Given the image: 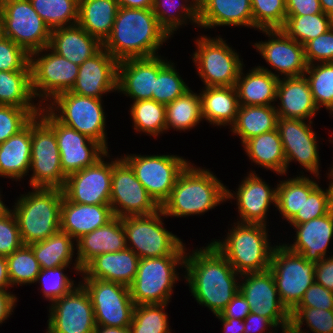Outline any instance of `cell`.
<instances>
[{
  "mask_svg": "<svg viewBox=\"0 0 333 333\" xmlns=\"http://www.w3.org/2000/svg\"><path fill=\"white\" fill-rule=\"evenodd\" d=\"M184 269L180 275L191 296L214 315L220 314L239 291L241 274L212 243L190 252L186 249Z\"/></svg>",
  "mask_w": 333,
  "mask_h": 333,
  "instance_id": "1",
  "label": "cell"
},
{
  "mask_svg": "<svg viewBox=\"0 0 333 333\" xmlns=\"http://www.w3.org/2000/svg\"><path fill=\"white\" fill-rule=\"evenodd\" d=\"M171 37L159 25L152 9L119 7L110 36L103 43L118 62L159 55Z\"/></svg>",
  "mask_w": 333,
  "mask_h": 333,
  "instance_id": "2",
  "label": "cell"
},
{
  "mask_svg": "<svg viewBox=\"0 0 333 333\" xmlns=\"http://www.w3.org/2000/svg\"><path fill=\"white\" fill-rule=\"evenodd\" d=\"M190 162L160 207L168 217L204 215L226 200V185L211 170Z\"/></svg>",
  "mask_w": 333,
  "mask_h": 333,
  "instance_id": "3",
  "label": "cell"
},
{
  "mask_svg": "<svg viewBox=\"0 0 333 333\" xmlns=\"http://www.w3.org/2000/svg\"><path fill=\"white\" fill-rule=\"evenodd\" d=\"M232 224L223 240L213 239L210 243L239 274L268 270L276 245L270 242L269 225L235 221Z\"/></svg>",
  "mask_w": 333,
  "mask_h": 333,
  "instance_id": "4",
  "label": "cell"
},
{
  "mask_svg": "<svg viewBox=\"0 0 333 333\" xmlns=\"http://www.w3.org/2000/svg\"><path fill=\"white\" fill-rule=\"evenodd\" d=\"M12 205L24 245L43 241L60 230L62 189L32 188Z\"/></svg>",
  "mask_w": 333,
  "mask_h": 333,
  "instance_id": "5",
  "label": "cell"
},
{
  "mask_svg": "<svg viewBox=\"0 0 333 333\" xmlns=\"http://www.w3.org/2000/svg\"><path fill=\"white\" fill-rule=\"evenodd\" d=\"M161 209L153 214L122 218L127 248L140 259L164 256H185L186 245L164 226Z\"/></svg>",
  "mask_w": 333,
  "mask_h": 333,
  "instance_id": "6",
  "label": "cell"
},
{
  "mask_svg": "<svg viewBox=\"0 0 333 333\" xmlns=\"http://www.w3.org/2000/svg\"><path fill=\"white\" fill-rule=\"evenodd\" d=\"M185 256L142 258L135 279L129 285L135 305L169 304L175 283L181 280L177 269L184 268Z\"/></svg>",
  "mask_w": 333,
  "mask_h": 333,
  "instance_id": "7",
  "label": "cell"
},
{
  "mask_svg": "<svg viewBox=\"0 0 333 333\" xmlns=\"http://www.w3.org/2000/svg\"><path fill=\"white\" fill-rule=\"evenodd\" d=\"M194 42L191 58L204 87L235 86L245 65L237 50L220 35L211 38L203 33Z\"/></svg>",
  "mask_w": 333,
  "mask_h": 333,
  "instance_id": "8",
  "label": "cell"
},
{
  "mask_svg": "<svg viewBox=\"0 0 333 333\" xmlns=\"http://www.w3.org/2000/svg\"><path fill=\"white\" fill-rule=\"evenodd\" d=\"M103 101V102H102ZM104 100L65 91L44 107L62 124L100 143L107 151L106 113Z\"/></svg>",
  "mask_w": 333,
  "mask_h": 333,
  "instance_id": "9",
  "label": "cell"
},
{
  "mask_svg": "<svg viewBox=\"0 0 333 333\" xmlns=\"http://www.w3.org/2000/svg\"><path fill=\"white\" fill-rule=\"evenodd\" d=\"M29 65L32 92L42 107L59 93L70 91L79 72V65L58 55L49 46L29 54Z\"/></svg>",
  "mask_w": 333,
  "mask_h": 333,
  "instance_id": "10",
  "label": "cell"
},
{
  "mask_svg": "<svg viewBox=\"0 0 333 333\" xmlns=\"http://www.w3.org/2000/svg\"><path fill=\"white\" fill-rule=\"evenodd\" d=\"M315 262L285 245H275L270 270L282 304L291 312L301 301L306 290L315 282Z\"/></svg>",
  "mask_w": 333,
  "mask_h": 333,
  "instance_id": "11",
  "label": "cell"
},
{
  "mask_svg": "<svg viewBox=\"0 0 333 333\" xmlns=\"http://www.w3.org/2000/svg\"><path fill=\"white\" fill-rule=\"evenodd\" d=\"M30 172V188L62 189L65 185L67 176L61 167L55 132L39 115L31 120Z\"/></svg>",
  "mask_w": 333,
  "mask_h": 333,
  "instance_id": "12",
  "label": "cell"
},
{
  "mask_svg": "<svg viewBox=\"0 0 333 333\" xmlns=\"http://www.w3.org/2000/svg\"><path fill=\"white\" fill-rule=\"evenodd\" d=\"M2 35L28 54L49 46L51 30L29 0H0Z\"/></svg>",
  "mask_w": 333,
  "mask_h": 333,
  "instance_id": "13",
  "label": "cell"
},
{
  "mask_svg": "<svg viewBox=\"0 0 333 333\" xmlns=\"http://www.w3.org/2000/svg\"><path fill=\"white\" fill-rule=\"evenodd\" d=\"M121 157L134 170L136 178L161 207L167 200L189 159L174 154H124Z\"/></svg>",
  "mask_w": 333,
  "mask_h": 333,
  "instance_id": "14",
  "label": "cell"
},
{
  "mask_svg": "<svg viewBox=\"0 0 333 333\" xmlns=\"http://www.w3.org/2000/svg\"><path fill=\"white\" fill-rule=\"evenodd\" d=\"M80 280L91 299L96 325L128 327L131 324L135 304L129 286L94 278Z\"/></svg>",
  "mask_w": 333,
  "mask_h": 333,
  "instance_id": "15",
  "label": "cell"
},
{
  "mask_svg": "<svg viewBox=\"0 0 333 333\" xmlns=\"http://www.w3.org/2000/svg\"><path fill=\"white\" fill-rule=\"evenodd\" d=\"M116 158V159H115ZM112 158L110 206L115 217L153 214L160 206L136 178L134 170L120 156Z\"/></svg>",
  "mask_w": 333,
  "mask_h": 333,
  "instance_id": "16",
  "label": "cell"
},
{
  "mask_svg": "<svg viewBox=\"0 0 333 333\" xmlns=\"http://www.w3.org/2000/svg\"><path fill=\"white\" fill-rule=\"evenodd\" d=\"M39 116L55 132L61 167L66 176L94 165L108 152L97 141L60 123L45 107H42Z\"/></svg>",
  "mask_w": 333,
  "mask_h": 333,
  "instance_id": "17",
  "label": "cell"
},
{
  "mask_svg": "<svg viewBox=\"0 0 333 333\" xmlns=\"http://www.w3.org/2000/svg\"><path fill=\"white\" fill-rule=\"evenodd\" d=\"M277 130L286 159V175L291 162L300 166L313 177L320 175L319 136L313 130V121L278 118Z\"/></svg>",
  "mask_w": 333,
  "mask_h": 333,
  "instance_id": "18",
  "label": "cell"
},
{
  "mask_svg": "<svg viewBox=\"0 0 333 333\" xmlns=\"http://www.w3.org/2000/svg\"><path fill=\"white\" fill-rule=\"evenodd\" d=\"M265 34L268 40L253 43V48L265 60L271 69L257 66L280 78L304 76L307 70L304 46L288 37L281 29L259 30ZM274 72H273V71ZM282 77H281V76Z\"/></svg>",
  "mask_w": 333,
  "mask_h": 333,
  "instance_id": "19",
  "label": "cell"
},
{
  "mask_svg": "<svg viewBox=\"0 0 333 333\" xmlns=\"http://www.w3.org/2000/svg\"><path fill=\"white\" fill-rule=\"evenodd\" d=\"M46 333H93L96 321L91 299L79 283L49 306Z\"/></svg>",
  "mask_w": 333,
  "mask_h": 333,
  "instance_id": "20",
  "label": "cell"
},
{
  "mask_svg": "<svg viewBox=\"0 0 333 333\" xmlns=\"http://www.w3.org/2000/svg\"><path fill=\"white\" fill-rule=\"evenodd\" d=\"M239 291L245 297L252 313L268 318L281 331L289 328L290 312L279 298L270 269L241 274Z\"/></svg>",
  "mask_w": 333,
  "mask_h": 333,
  "instance_id": "21",
  "label": "cell"
},
{
  "mask_svg": "<svg viewBox=\"0 0 333 333\" xmlns=\"http://www.w3.org/2000/svg\"><path fill=\"white\" fill-rule=\"evenodd\" d=\"M109 159L107 152L94 165L68 175L62 188L64 197L79 204H110L112 158Z\"/></svg>",
  "mask_w": 333,
  "mask_h": 333,
  "instance_id": "22",
  "label": "cell"
},
{
  "mask_svg": "<svg viewBox=\"0 0 333 333\" xmlns=\"http://www.w3.org/2000/svg\"><path fill=\"white\" fill-rule=\"evenodd\" d=\"M231 191L226 186V200L231 199V204L236 200L239 215L236 222L267 225L269 207L273 204L276 208L277 186L271 187L251 169L241 179L236 192Z\"/></svg>",
  "mask_w": 333,
  "mask_h": 333,
  "instance_id": "23",
  "label": "cell"
},
{
  "mask_svg": "<svg viewBox=\"0 0 333 333\" xmlns=\"http://www.w3.org/2000/svg\"><path fill=\"white\" fill-rule=\"evenodd\" d=\"M161 55L119 61L117 92L138 100L152 99L158 72L168 63Z\"/></svg>",
  "mask_w": 333,
  "mask_h": 333,
  "instance_id": "24",
  "label": "cell"
},
{
  "mask_svg": "<svg viewBox=\"0 0 333 333\" xmlns=\"http://www.w3.org/2000/svg\"><path fill=\"white\" fill-rule=\"evenodd\" d=\"M118 61L103 47L79 66L76 82L70 92L103 99L117 92Z\"/></svg>",
  "mask_w": 333,
  "mask_h": 333,
  "instance_id": "25",
  "label": "cell"
},
{
  "mask_svg": "<svg viewBox=\"0 0 333 333\" xmlns=\"http://www.w3.org/2000/svg\"><path fill=\"white\" fill-rule=\"evenodd\" d=\"M290 227L296 232V236H293L295 239L292 240L294 242L282 243L289 250L315 263L328 257L329 245L333 239V209L322 217Z\"/></svg>",
  "mask_w": 333,
  "mask_h": 333,
  "instance_id": "26",
  "label": "cell"
},
{
  "mask_svg": "<svg viewBox=\"0 0 333 333\" xmlns=\"http://www.w3.org/2000/svg\"><path fill=\"white\" fill-rule=\"evenodd\" d=\"M275 102L278 118L313 121L319 111L305 76L280 78Z\"/></svg>",
  "mask_w": 333,
  "mask_h": 333,
  "instance_id": "27",
  "label": "cell"
},
{
  "mask_svg": "<svg viewBox=\"0 0 333 333\" xmlns=\"http://www.w3.org/2000/svg\"><path fill=\"white\" fill-rule=\"evenodd\" d=\"M216 26L253 29L251 0H202L198 5V27L212 30Z\"/></svg>",
  "mask_w": 333,
  "mask_h": 333,
  "instance_id": "28",
  "label": "cell"
},
{
  "mask_svg": "<svg viewBox=\"0 0 333 333\" xmlns=\"http://www.w3.org/2000/svg\"><path fill=\"white\" fill-rule=\"evenodd\" d=\"M110 204H79L64 196L61 204L60 230L75 241L83 235L104 226L114 218Z\"/></svg>",
  "mask_w": 333,
  "mask_h": 333,
  "instance_id": "29",
  "label": "cell"
},
{
  "mask_svg": "<svg viewBox=\"0 0 333 333\" xmlns=\"http://www.w3.org/2000/svg\"><path fill=\"white\" fill-rule=\"evenodd\" d=\"M140 258L129 248L95 256L83 268L82 278L118 282L129 286L135 279Z\"/></svg>",
  "mask_w": 333,
  "mask_h": 333,
  "instance_id": "30",
  "label": "cell"
},
{
  "mask_svg": "<svg viewBox=\"0 0 333 333\" xmlns=\"http://www.w3.org/2000/svg\"><path fill=\"white\" fill-rule=\"evenodd\" d=\"M127 248L122 218L114 217L104 226L83 235L76 241V255L81 268L95 256Z\"/></svg>",
  "mask_w": 333,
  "mask_h": 333,
  "instance_id": "31",
  "label": "cell"
},
{
  "mask_svg": "<svg viewBox=\"0 0 333 333\" xmlns=\"http://www.w3.org/2000/svg\"><path fill=\"white\" fill-rule=\"evenodd\" d=\"M49 47L58 55L80 66L95 55L103 44L76 24L51 30Z\"/></svg>",
  "mask_w": 333,
  "mask_h": 333,
  "instance_id": "32",
  "label": "cell"
},
{
  "mask_svg": "<svg viewBox=\"0 0 333 333\" xmlns=\"http://www.w3.org/2000/svg\"><path fill=\"white\" fill-rule=\"evenodd\" d=\"M244 67L234 86L240 106H274L279 79L257 66L245 73Z\"/></svg>",
  "mask_w": 333,
  "mask_h": 333,
  "instance_id": "33",
  "label": "cell"
},
{
  "mask_svg": "<svg viewBox=\"0 0 333 333\" xmlns=\"http://www.w3.org/2000/svg\"><path fill=\"white\" fill-rule=\"evenodd\" d=\"M31 162V121L0 144V177L21 181L29 175Z\"/></svg>",
  "mask_w": 333,
  "mask_h": 333,
  "instance_id": "34",
  "label": "cell"
},
{
  "mask_svg": "<svg viewBox=\"0 0 333 333\" xmlns=\"http://www.w3.org/2000/svg\"><path fill=\"white\" fill-rule=\"evenodd\" d=\"M203 121L213 126L230 127L235 123L240 107L234 86L201 87Z\"/></svg>",
  "mask_w": 333,
  "mask_h": 333,
  "instance_id": "35",
  "label": "cell"
},
{
  "mask_svg": "<svg viewBox=\"0 0 333 333\" xmlns=\"http://www.w3.org/2000/svg\"><path fill=\"white\" fill-rule=\"evenodd\" d=\"M242 147L251 163L258 168L273 171L278 176L286 175V159L277 128L246 140Z\"/></svg>",
  "mask_w": 333,
  "mask_h": 333,
  "instance_id": "36",
  "label": "cell"
},
{
  "mask_svg": "<svg viewBox=\"0 0 333 333\" xmlns=\"http://www.w3.org/2000/svg\"><path fill=\"white\" fill-rule=\"evenodd\" d=\"M29 246L32 248L41 269L57 268L63 265L71 266L73 264V268L70 269H73L79 275L81 274L82 268L75 255L76 241L66 232L59 230L47 239L32 243ZM74 257L75 259H73Z\"/></svg>",
  "mask_w": 333,
  "mask_h": 333,
  "instance_id": "37",
  "label": "cell"
},
{
  "mask_svg": "<svg viewBox=\"0 0 333 333\" xmlns=\"http://www.w3.org/2000/svg\"><path fill=\"white\" fill-rule=\"evenodd\" d=\"M118 9L116 0H79L77 24L103 44L112 32Z\"/></svg>",
  "mask_w": 333,
  "mask_h": 333,
  "instance_id": "38",
  "label": "cell"
},
{
  "mask_svg": "<svg viewBox=\"0 0 333 333\" xmlns=\"http://www.w3.org/2000/svg\"><path fill=\"white\" fill-rule=\"evenodd\" d=\"M315 177L313 179L312 175L307 176L301 170L298 176L286 177V180H279L276 184V211H279L284 220L289 222L299 210H302L305 196H309L320 185L317 179L321 178L319 176Z\"/></svg>",
  "mask_w": 333,
  "mask_h": 333,
  "instance_id": "39",
  "label": "cell"
},
{
  "mask_svg": "<svg viewBox=\"0 0 333 333\" xmlns=\"http://www.w3.org/2000/svg\"><path fill=\"white\" fill-rule=\"evenodd\" d=\"M277 120L275 106H240L230 132L239 136L243 144L254 136L276 129Z\"/></svg>",
  "mask_w": 333,
  "mask_h": 333,
  "instance_id": "40",
  "label": "cell"
},
{
  "mask_svg": "<svg viewBox=\"0 0 333 333\" xmlns=\"http://www.w3.org/2000/svg\"><path fill=\"white\" fill-rule=\"evenodd\" d=\"M152 10L171 38L185 25L198 27V5L192 0H154Z\"/></svg>",
  "mask_w": 333,
  "mask_h": 333,
  "instance_id": "41",
  "label": "cell"
},
{
  "mask_svg": "<svg viewBox=\"0 0 333 333\" xmlns=\"http://www.w3.org/2000/svg\"><path fill=\"white\" fill-rule=\"evenodd\" d=\"M165 107L166 132L170 129L180 133L190 131L203 121L200 94L191 90V87Z\"/></svg>",
  "mask_w": 333,
  "mask_h": 333,
  "instance_id": "42",
  "label": "cell"
},
{
  "mask_svg": "<svg viewBox=\"0 0 333 333\" xmlns=\"http://www.w3.org/2000/svg\"><path fill=\"white\" fill-rule=\"evenodd\" d=\"M34 100L31 71H0V105L42 108Z\"/></svg>",
  "mask_w": 333,
  "mask_h": 333,
  "instance_id": "43",
  "label": "cell"
},
{
  "mask_svg": "<svg viewBox=\"0 0 333 333\" xmlns=\"http://www.w3.org/2000/svg\"><path fill=\"white\" fill-rule=\"evenodd\" d=\"M130 117L135 133L158 137L166 132V107L152 99L138 100L130 105Z\"/></svg>",
  "mask_w": 333,
  "mask_h": 333,
  "instance_id": "44",
  "label": "cell"
},
{
  "mask_svg": "<svg viewBox=\"0 0 333 333\" xmlns=\"http://www.w3.org/2000/svg\"><path fill=\"white\" fill-rule=\"evenodd\" d=\"M333 27V17L324 13L286 16L281 30L303 46Z\"/></svg>",
  "mask_w": 333,
  "mask_h": 333,
  "instance_id": "45",
  "label": "cell"
},
{
  "mask_svg": "<svg viewBox=\"0 0 333 333\" xmlns=\"http://www.w3.org/2000/svg\"><path fill=\"white\" fill-rule=\"evenodd\" d=\"M45 24L53 30L76 25L79 0H29Z\"/></svg>",
  "mask_w": 333,
  "mask_h": 333,
  "instance_id": "46",
  "label": "cell"
},
{
  "mask_svg": "<svg viewBox=\"0 0 333 333\" xmlns=\"http://www.w3.org/2000/svg\"><path fill=\"white\" fill-rule=\"evenodd\" d=\"M304 76L318 109L324 106L333 117V62L308 65Z\"/></svg>",
  "mask_w": 333,
  "mask_h": 333,
  "instance_id": "47",
  "label": "cell"
},
{
  "mask_svg": "<svg viewBox=\"0 0 333 333\" xmlns=\"http://www.w3.org/2000/svg\"><path fill=\"white\" fill-rule=\"evenodd\" d=\"M6 259L12 288L15 286L35 285L41 267L29 245L23 244L18 250L7 256Z\"/></svg>",
  "mask_w": 333,
  "mask_h": 333,
  "instance_id": "48",
  "label": "cell"
},
{
  "mask_svg": "<svg viewBox=\"0 0 333 333\" xmlns=\"http://www.w3.org/2000/svg\"><path fill=\"white\" fill-rule=\"evenodd\" d=\"M168 304L135 305L133 319L129 325L131 333H172L165 312Z\"/></svg>",
  "mask_w": 333,
  "mask_h": 333,
  "instance_id": "49",
  "label": "cell"
},
{
  "mask_svg": "<svg viewBox=\"0 0 333 333\" xmlns=\"http://www.w3.org/2000/svg\"><path fill=\"white\" fill-rule=\"evenodd\" d=\"M303 324L312 333H333V310L294 308L290 312L289 328L295 333H309L302 327Z\"/></svg>",
  "mask_w": 333,
  "mask_h": 333,
  "instance_id": "50",
  "label": "cell"
},
{
  "mask_svg": "<svg viewBox=\"0 0 333 333\" xmlns=\"http://www.w3.org/2000/svg\"><path fill=\"white\" fill-rule=\"evenodd\" d=\"M176 68L175 63L171 62L170 59L158 72L152 100L166 105L190 89L188 83L184 82Z\"/></svg>",
  "mask_w": 333,
  "mask_h": 333,
  "instance_id": "51",
  "label": "cell"
},
{
  "mask_svg": "<svg viewBox=\"0 0 333 333\" xmlns=\"http://www.w3.org/2000/svg\"><path fill=\"white\" fill-rule=\"evenodd\" d=\"M328 180H330L328 188L323 189L319 185L309 196H305L302 210H299L288 224H301L322 217L333 209V179L328 178Z\"/></svg>",
  "mask_w": 333,
  "mask_h": 333,
  "instance_id": "52",
  "label": "cell"
},
{
  "mask_svg": "<svg viewBox=\"0 0 333 333\" xmlns=\"http://www.w3.org/2000/svg\"><path fill=\"white\" fill-rule=\"evenodd\" d=\"M68 266L63 265L57 268L41 269L38 274L35 284L40 283V292L45 297L44 300L49 301V305L71 292L79 284V282L76 283L70 276H67L68 274L64 273Z\"/></svg>",
  "mask_w": 333,
  "mask_h": 333,
  "instance_id": "53",
  "label": "cell"
},
{
  "mask_svg": "<svg viewBox=\"0 0 333 333\" xmlns=\"http://www.w3.org/2000/svg\"><path fill=\"white\" fill-rule=\"evenodd\" d=\"M253 29H281L286 21L285 0H251Z\"/></svg>",
  "mask_w": 333,
  "mask_h": 333,
  "instance_id": "54",
  "label": "cell"
},
{
  "mask_svg": "<svg viewBox=\"0 0 333 333\" xmlns=\"http://www.w3.org/2000/svg\"><path fill=\"white\" fill-rule=\"evenodd\" d=\"M41 109L0 105V144L22 130Z\"/></svg>",
  "mask_w": 333,
  "mask_h": 333,
  "instance_id": "55",
  "label": "cell"
},
{
  "mask_svg": "<svg viewBox=\"0 0 333 333\" xmlns=\"http://www.w3.org/2000/svg\"><path fill=\"white\" fill-rule=\"evenodd\" d=\"M0 71H31L29 54L3 35L0 36Z\"/></svg>",
  "mask_w": 333,
  "mask_h": 333,
  "instance_id": "56",
  "label": "cell"
},
{
  "mask_svg": "<svg viewBox=\"0 0 333 333\" xmlns=\"http://www.w3.org/2000/svg\"><path fill=\"white\" fill-rule=\"evenodd\" d=\"M22 245L18 223L10 209L0 217V256L7 257Z\"/></svg>",
  "mask_w": 333,
  "mask_h": 333,
  "instance_id": "57",
  "label": "cell"
},
{
  "mask_svg": "<svg viewBox=\"0 0 333 333\" xmlns=\"http://www.w3.org/2000/svg\"><path fill=\"white\" fill-rule=\"evenodd\" d=\"M308 65L333 62V27L304 45Z\"/></svg>",
  "mask_w": 333,
  "mask_h": 333,
  "instance_id": "58",
  "label": "cell"
},
{
  "mask_svg": "<svg viewBox=\"0 0 333 333\" xmlns=\"http://www.w3.org/2000/svg\"><path fill=\"white\" fill-rule=\"evenodd\" d=\"M295 308H320L333 310V292L314 282L304 293Z\"/></svg>",
  "mask_w": 333,
  "mask_h": 333,
  "instance_id": "59",
  "label": "cell"
},
{
  "mask_svg": "<svg viewBox=\"0 0 333 333\" xmlns=\"http://www.w3.org/2000/svg\"><path fill=\"white\" fill-rule=\"evenodd\" d=\"M286 16L323 13L319 0H285Z\"/></svg>",
  "mask_w": 333,
  "mask_h": 333,
  "instance_id": "60",
  "label": "cell"
},
{
  "mask_svg": "<svg viewBox=\"0 0 333 333\" xmlns=\"http://www.w3.org/2000/svg\"><path fill=\"white\" fill-rule=\"evenodd\" d=\"M243 321L244 333H278V327L264 316L250 312Z\"/></svg>",
  "mask_w": 333,
  "mask_h": 333,
  "instance_id": "61",
  "label": "cell"
},
{
  "mask_svg": "<svg viewBox=\"0 0 333 333\" xmlns=\"http://www.w3.org/2000/svg\"><path fill=\"white\" fill-rule=\"evenodd\" d=\"M250 312L251 309L249 304L242 293L238 291L219 315L222 318H237L244 320Z\"/></svg>",
  "mask_w": 333,
  "mask_h": 333,
  "instance_id": "62",
  "label": "cell"
},
{
  "mask_svg": "<svg viewBox=\"0 0 333 333\" xmlns=\"http://www.w3.org/2000/svg\"><path fill=\"white\" fill-rule=\"evenodd\" d=\"M315 282L333 292V254L316 263Z\"/></svg>",
  "mask_w": 333,
  "mask_h": 333,
  "instance_id": "63",
  "label": "cell"
},
{
  "mask_svg": "<svg viewBox=\"0 0 333 333\" xmlns=\"http://www.w3.org/2000/svg\"><path fill=\"white\" fill-rule=\"evenodd\" d=\"M18 298L9 289H0V325L13 314Z\"/></svg>",
  "mask_w": 333,
  "mask_h": 333,
  "instance_id": "64",
  "label": "cell"
},
{
  "mask_svg": "<svg viewBox=\"0 0 333 333\" xmlns=\"http://www.w3.org/2000/svg\"><path fill=\"white\" fill-rule=\"evenodd\" d=\"M223 326V333H244V321L237 318H222L219 314L214 315Z\"/></svg>",
  "mask_w": 333,
  "mask_h": 333,
  "instance_id": "65",
  "label": "cell"
},
{
  "mask_svg": "<svg viewBox=\"0 0 333 333\" xmlns=\"http://www.w3.org/2000/svg\"><path fill=\"white\" fill-rule=\"evenodd\" d=\"M119 7L132 9H152L154 0H116Z\"/></svg>",
  "mask_w": 333,
  "mask_h": 333,
  "instance_id": "66",
  "label": "cell"
},
{
  "mask_svg": "<svg viewBox=\"0 0 333 333\" xmlns=\"http://www.w3.org/2000/svg\"><path fill=\"white\" fill-rule=\"evenodd\" d=\"M10 278L8 274L7 259L0 256V289H11Z\"/></svg>",
  "mask_w": 333,
  "mask_h": 333,
  "instance_id": "67",
  "label": "cell"
},
{
  "mask_svg": "<svg viewBox=\"0 0 333 333\" xmlns=\"http://www.w3.org/2000/svg\"><path fill=\"white\" fill-rule=\"evenodd\" d=\"M93 333H131L128 327H108L97 325Z\"/></svg>",
  "mask_w": 333,
  "mask_h": 333,
  "instance_id": "68",
  "label": "cell"
},
{
  "mask_svg": "<svg viewBox=\"0 0 333 333\" xmlns=\"http://www.w3.org/2000/svg\"><path fill=\"white\" fill-rule=\"evenodd\" d=\"M322 12L333 17V0H319Z\"/></svg>",
  "mask_w": 333,
  "mask_h": 333,
  "instance_id": "69",
  "label": "cell"
},
{
  "mask_svg": "<svg viewBox=\"0 0 333 333\" xmlns=\"http://www.w3.org/2000/svg\"><path fill=\"white\" fill-rule=\"evenodd\" d=\"M1 190H0V217L3 216L5 213H7L10 210V207L8 208V206H6L7 204H5V202H3V196L1 194Z\"/></svg>",
  "mask_w": 333,
  "mask_h": 333,
  "instance_id": "70",
  "label": "cell"
},
{
  "mask_svg": "<svg viewBox=\"0 0 333 333\" xmlns=\"http://www.w3.org/2000/svg\"><path fill=\"white\" fill-rule=\"evenodd\" d=\"M328 141H330L329 143H332L333 144V138H332V140L330 139V140H328ZM333 163V162H332ZM330 168V170H328V174L326 173V175H327V179L328 178H332L333 179V165L331 166V167H329Z\"/></svg>",
  "mask_w": 333,
  "mask_h": 333,
  "instance_id": "71",
  "label": "cell"
},
{
  "mask_svg": "<svg viewBox=\"0 0 333 333\" xmlns=\"http://www.w3.org/2000/svg\"><path fill=\"white\" fill-rule=\"evenodd\" d=\"M281 333H295L294 331H292L290 328L282 330Z\"/></svg>",
  "mask_w": 333,
  "mask_h": 333,
  "instance_id": "72",
  "label": "cell"
},
{
  "mask_svg": "<svg viewBox=\"0 0 333 333\" xmlns=\"http://www.w3.org/2000/svg\"><path fill=\"white\" fill-rule=\"evenodd\" d=\"M2 35V23H1V12H0V36Z\"/></svg>",
  "mask_w": 333,
  "mask_h": 333,
  "instance_id": "73",
  "label": "cell"
},
{
  "mask_svg": "<svg viewBox=\"0 0 333 333\" xmlns=\"http://www.w3.org/2000/svg\"><path fill=\"white\" fill-rule=\"evenodd\" d=\"M192 1H194L197 5H199L202 0H192Z\"/></svg>",
  "mask_w": 333,
  "mask_h": 333,
  "instance_id": "74",
  "label": "cell"
}]
</instances>
